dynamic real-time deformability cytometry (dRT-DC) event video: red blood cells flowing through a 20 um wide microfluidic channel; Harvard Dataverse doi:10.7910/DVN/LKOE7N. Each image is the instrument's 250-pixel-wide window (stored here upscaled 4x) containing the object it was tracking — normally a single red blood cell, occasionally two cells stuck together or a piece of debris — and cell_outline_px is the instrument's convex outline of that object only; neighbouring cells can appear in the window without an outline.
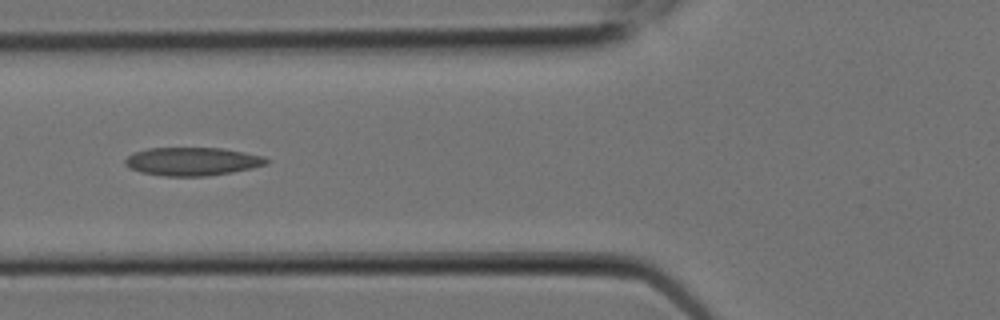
{"species": "Egyptian fruit bat (a non-hibernating species)", "species_latin": "Rousettus aegyptiacus", "temperature_condition": "room temperature", "stored_images_in_passage": 10, "camera_frame_rate_fps": 3000, "um_per_image_px": 0.085, "animal": {"sex": "female"}, "frame": {"image": 1, "passage_image": 7, "time_ms": 2.0, "image_size_px": [1000, 320], "cell_outline_px": [[268, 160], [264, 164], [252, 168], [232, 172], [204, 176], [164, 176], [140, 172], [128, 168], [124, 164], [124, 160], [132, 152], [148, 148], [224, 148], [264, 156]], "centroid_in_image_um": [16.29, 13.72], "position_along_channel_um": 109.5, "area_um2": 23.29}}
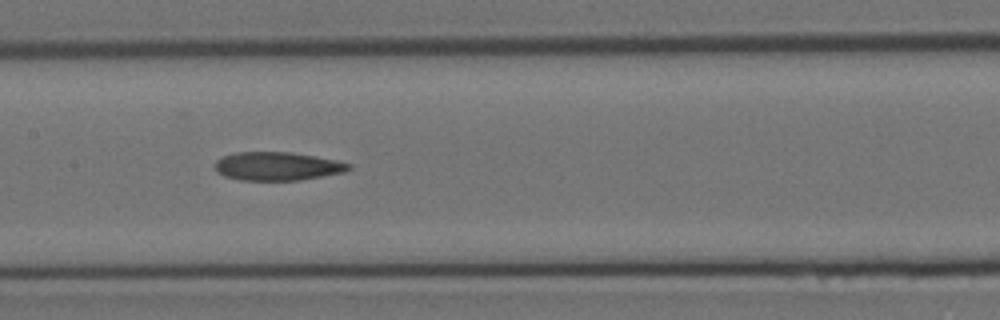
{"frame": {"image": 2, "passage_image": 9, "time_ms": 2.667, "image_size_px": [1000, 320], "cell_outline_px": [[352, 168], [344, 172], [300, 180], [240, 180], [224, 176], [216, 172], [216, 160], [232, 152], [292, 152], [316, 156], [336, 160], [352, 164]], "centroid_in_image_um": [23.58, 14.12], "position_along_channel_um": 183.8, "area_um2": 22.25}}
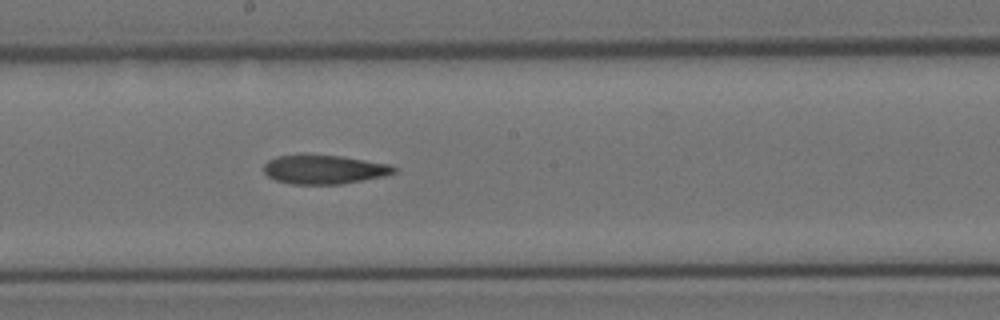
{"frame": {"image": 3, "passage_image": 10, "time_ms": 3.0, "image_size_px": [1000, 320], "cell_outline_px": [[400, 168], [396, 172], [384, 176], [340, 184], [292, 184], [276, 180], [268, 176], [264, 172], [264, 164], [268, 160], [276, 156], [304, 152], [344, 156], [392, 164]], "centroid_in_image_um": [27.56, 14.36], "position_along_channel_um": 220.6, "area_um2": 22.83}}